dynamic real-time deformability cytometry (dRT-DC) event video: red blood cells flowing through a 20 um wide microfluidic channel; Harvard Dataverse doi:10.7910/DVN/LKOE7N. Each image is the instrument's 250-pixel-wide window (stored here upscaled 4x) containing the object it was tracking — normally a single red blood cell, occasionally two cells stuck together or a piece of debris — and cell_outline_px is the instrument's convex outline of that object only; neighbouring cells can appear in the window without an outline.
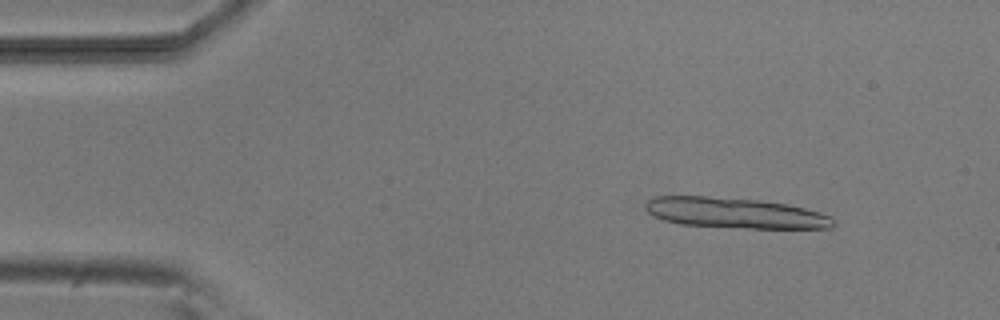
{"species": "common noctule bat (a hibernating species)", "species_latin": "Nyctalus noctula", "temperature_condition": "room temperature", "stored_images_in_passage": 6, "camera_frame_rate_fps": 3000, "um_per_image_px": 0.085, "animal": {"sex": "male", "body_mass_g": 20.5, "forearm_length_mm": 52.5}, "frame": {"image": 1, "passage_image": 2, "time_ms": 1.0, "image_size_px": [1000, 320], "cell_outline_px": [[836, 224], [832, 228], [748, 228], [680, 224], [664, 220], [652, 216], [644, 208], [644, 204], [648, 200], [656, 196], [704, 196], [760, 200], [788, 204], [820, 212], [832, 216], [836, 220]], "centroid_in_image_um": [62.5, 18.1], "position_along_channel_um": 22.5, "area_um2": 33.58}}
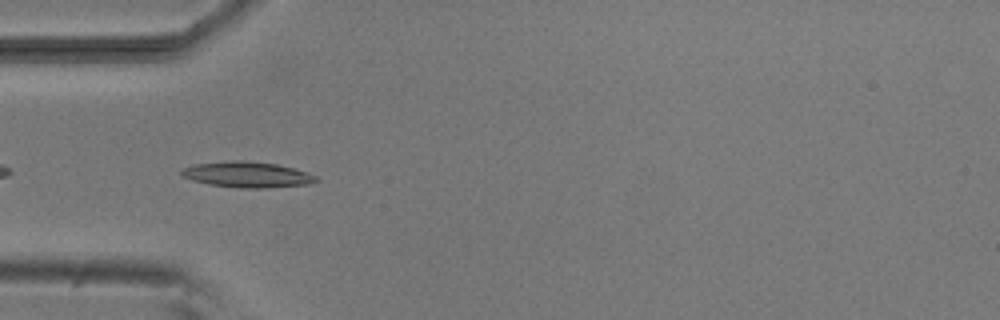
{"frame": {"image": 2, "passage_image": 5, "time_ms": 4.333, "image_size_px": [1000, 320], "cell_outline_px": [[320, 180], [308, 184], [268, 188], [240, 188], [208, 184], [192, 180], [184, 176], [180, 172], [184, 168], [196, 164], [232, 160], [244, 160], [276, 164], [308, 172], [316, 176]], "centroid_in_image_um": [21.05, 14.84], "position_along_channel_um": 64.0, "area_um2": 20.11}}
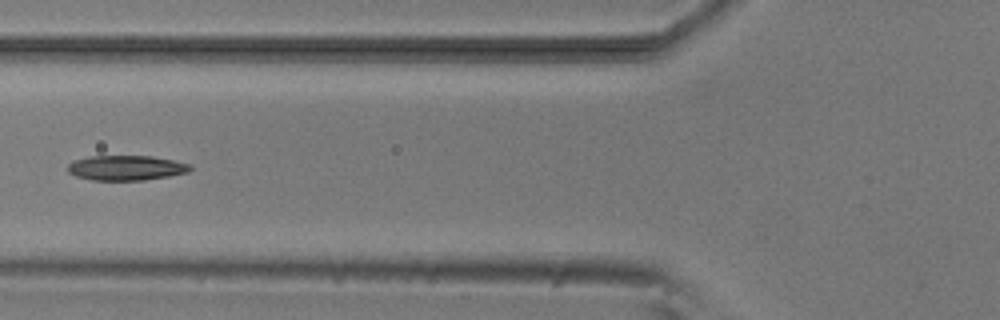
{"frame": {"image": 3, "passage_image": 6, "time_ms": 5.667, "image_size_px": [1000, 320], "cell_outline_px": [[192, 168], [188, 172], [168, 176], [144, 180], [92, 180], [76, 176], [68, 172], [68, 164], [72, 160], [88, 156], [152, 156], [192, 164]], "centroid_in_image_um": [10.71, 14.26], "position_along_channel_um": 115.1, "area_um2": 17.86}}